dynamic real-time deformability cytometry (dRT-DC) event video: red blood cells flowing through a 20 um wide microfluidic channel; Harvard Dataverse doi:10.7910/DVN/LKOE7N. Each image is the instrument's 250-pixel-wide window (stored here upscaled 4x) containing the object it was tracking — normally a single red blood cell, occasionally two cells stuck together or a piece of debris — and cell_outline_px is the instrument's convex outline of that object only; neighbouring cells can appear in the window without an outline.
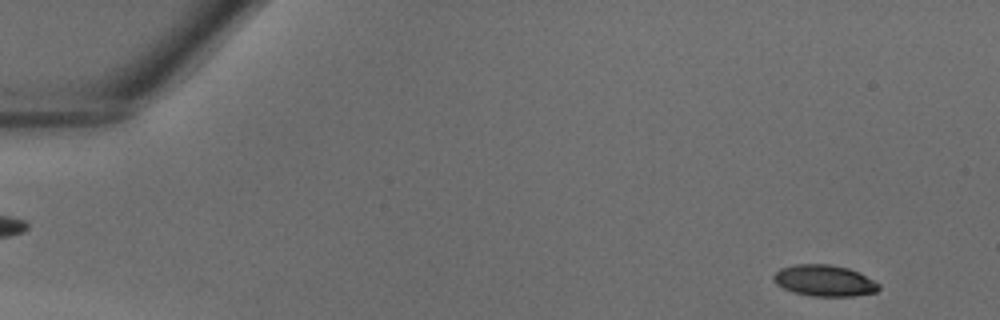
{"species": "common noctule bat (a hibernating species)", "species_latin": "Nyctalus noctula", "temperature_condition": "warm", "stored_images_in_passage": 41, "camera_frame_rate_fps": 3000, "um_per_image_px": 0.085, "animal": {"sex": "male", "body_mass_g": 18.8}, "frame": {"image": 1, "passage_image": 3, "time_ms": 0.667, "image_size_px": [1000, 320], "cell_outline_px": [[880, 288], [876, 292], [852, 296], [812, 296], [792, 292], [776, 284], [772, 280], [772, 276], [780, 268], [796, 264], [828, 264], [848, 268], [860, 272], [880, 284]], "centroid_in_image_um": [70.06, 23.85], "position_along_channel_um": 14.9, "area_um2": 19.31}}
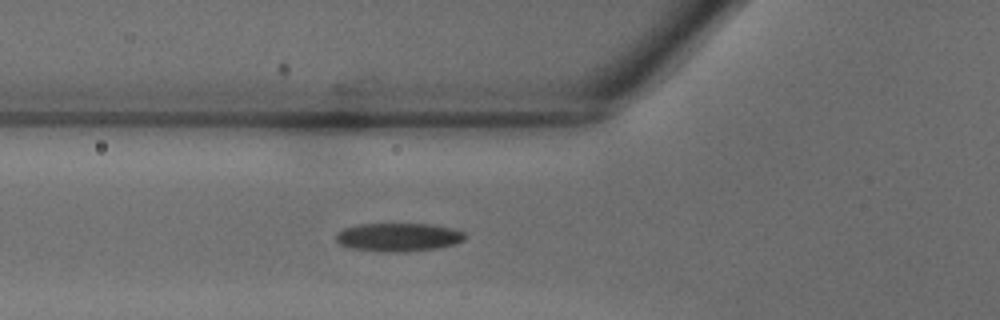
{"frame": {"image": 2, "passage_image": 15, "time_ms": 4.667, "image_size_px": [1000, 320], "cell_outline_px": [[464, 240], [456, 244], [436, 248], [404, 252], [380, 252], [352, 248], [340, 244], [336, 240], [336, 236], [344, 228], [356, 224], [432, 224], [452, 228], [464, 232]], "centroid_in_image_um": [33.87, 20.16], "position_along_channel_um": 91.9, "area_um2": 21.33}}
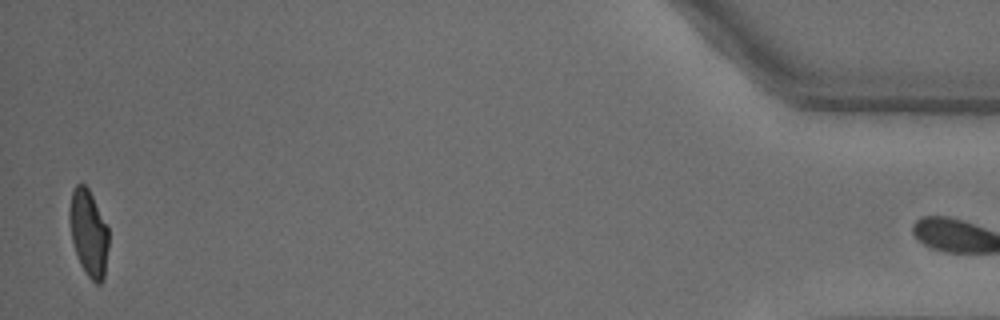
{"frame": {"image": 3, "passage_image": 40, "time_ms": 13.0, "image_size_px": [1000, 320], "cell_outline_px": [[108, 248], [104, 280], [100, 284], [96, 284], [84, 272], [80, 264], [72, 240], [68, 216], [68, 208], [72, 192], [76, 184], [84, 184], [88, 188], [108, 228]], "centroid_in_image_um": [7.52, 19.83], "position_along_channel_um": 427.7, "area_um2": 19.71}}